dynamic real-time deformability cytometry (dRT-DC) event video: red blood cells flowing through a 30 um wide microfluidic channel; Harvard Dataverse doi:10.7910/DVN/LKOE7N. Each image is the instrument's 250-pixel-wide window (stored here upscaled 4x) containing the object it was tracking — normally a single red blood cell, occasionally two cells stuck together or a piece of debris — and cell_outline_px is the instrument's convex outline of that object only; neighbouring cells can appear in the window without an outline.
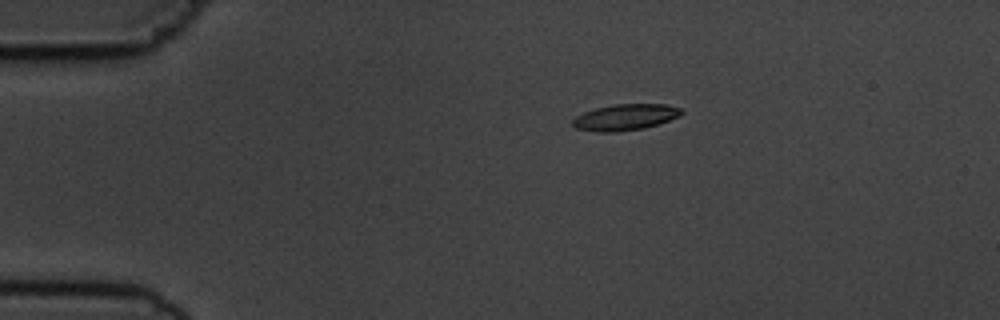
{"species": "common noctule bat (a hibernating species)", "species_latin": "Nyctalus noctula", "temperature_condition": "cold", "stored_images_in_passage": 7, "camera_frame_rate_fps": 3000, "um_per_image_px": 0.085, "animal": {"sex": "male", "body_mass_g": 19.5, "forearm_length_mm": 54.6}, "frame": {"image": 1, "passage_image": 3, "time_ms": 3.0, "image_size_px": [1000, 320], "cell_outline_px": [[684, 112], [680, 116], [644, 128], [616, 132], [600, 132], [576, 128], [572, 124], [572, 120], [576, 116], [584, 112], [596, 108], [616, 104], [664, 104], [684, 108]], "centroid_in_image_um": [53.17, 9.95], "position_along_channel_um": 31.8, "area_um2": 16.53}}
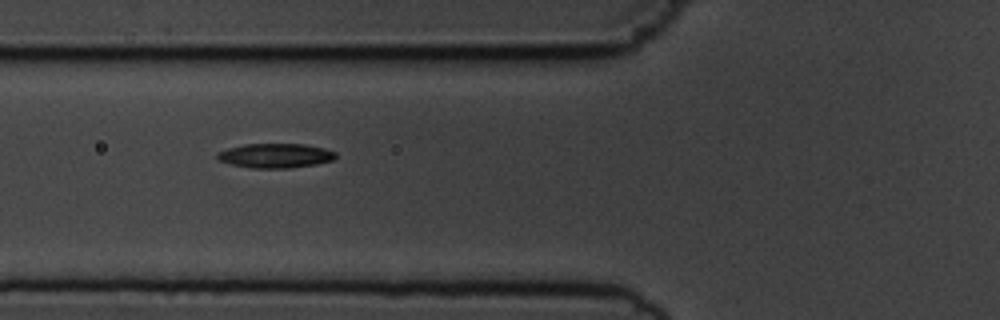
{"frame": {"image": 2, "passage_image": 6, "time_ms": 6.333, "image_size_px": [1000, 320], "cell_outline_px": [[336, 156], [332, 160], [316, 164], [288, 168], [252, 168], [232, 164], [216, 160], [216, 152], [228, 148], [244, 144], [304, 144], [324, 148], [336, 152]], "centroid_in_image_um": [23.37, 13.23], "position_along_channel_um": 102.4, "area_um2": 16.88}}
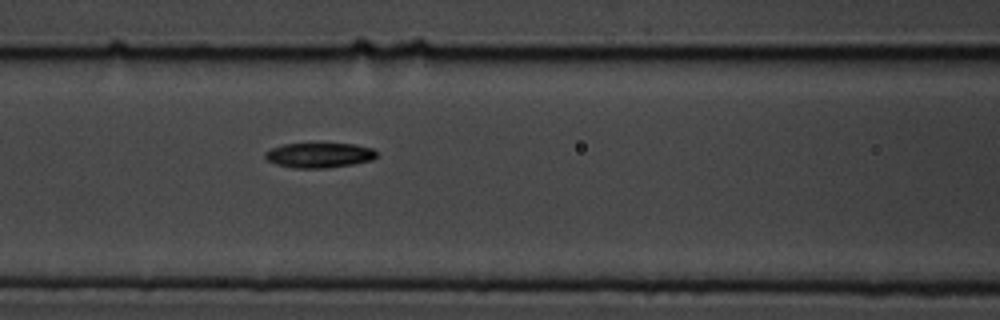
{"frame": {"image": 3, "passage_image": 7, "time_ms": 7.333, "image_size_px": [1000, 320], "cell_outline_px": [[376, 156], [372, 160], [352, 164], [328, 168], [296, 168], [276, 164], [268, 160], [264, 156], [264, 152], [272, 148], [284, 144], [352, 144], [372, 148], [376, 152]], "centroid_in_image_um": [27.12, 13.2], "position_along_channel_um": 139.5, "area_um2": 16.01}}